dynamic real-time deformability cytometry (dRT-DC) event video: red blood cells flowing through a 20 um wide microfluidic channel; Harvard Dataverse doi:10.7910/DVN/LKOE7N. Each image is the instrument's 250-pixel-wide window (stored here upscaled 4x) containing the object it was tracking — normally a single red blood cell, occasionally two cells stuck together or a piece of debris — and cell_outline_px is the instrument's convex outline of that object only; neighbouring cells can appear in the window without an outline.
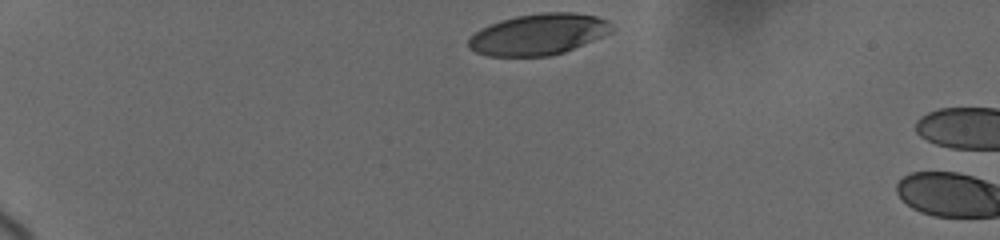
{"species": "human", "species_latin": "Homo sapiens", "temperature_condition": "cold", "stored_images_in_passage": 3, "camera_frame_rate_fps": 3000, "um_per_image_px": 0.085, "donor": {"sex": "female"}, "frame": {"image": 1, "passage_image": 1, "time_ms": 0.0, "image_size_px": [1000, 240], "cell_outline_px": [[612, 32], [564, 52], [548, 56], [488, 56], [476, 52], [468, 48], [468, 40], [480, 28], [500, 20], [516, 16], [540, 12], [572, 12], [596, 16], [608, 20]], "centroid_in_image_um": [45.74, 2.91], "position_along_channel_um": 39.3, "area_um2": 34.22}}